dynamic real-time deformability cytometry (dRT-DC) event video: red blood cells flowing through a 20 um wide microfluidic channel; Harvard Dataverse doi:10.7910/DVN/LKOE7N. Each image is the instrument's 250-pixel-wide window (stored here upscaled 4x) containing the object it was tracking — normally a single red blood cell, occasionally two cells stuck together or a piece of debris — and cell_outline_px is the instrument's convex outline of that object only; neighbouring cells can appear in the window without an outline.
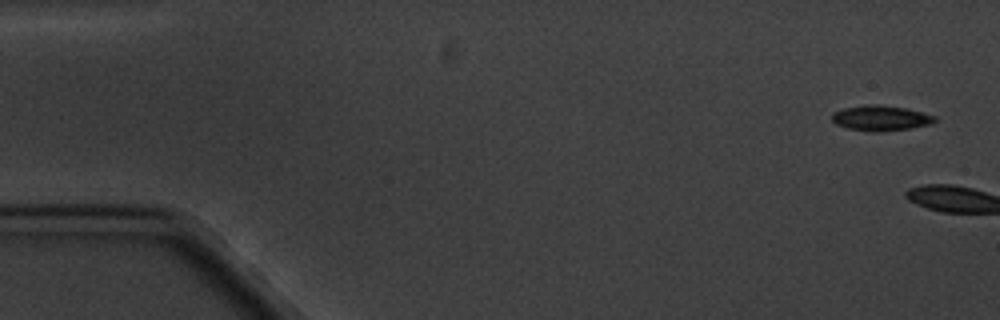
{"species": "common noctule bat (a hibernating species)", "species_latin": "Nyctalus noctula", "temperature_condition": "cold", "stored_images_in_passage": 5, "camera_frame_rate_fps": 3000, "um_per_image_px": 0.085, "animal": {"sex": "male", "body_mass_g": 20.1, "forearm_length_mm": 53.5}, "frame": {"image": 1, "passage_image": 1, "time_ms": 0.0, "image_size_px": [1000, 320], "cell_outline_px": [[936, 120], [932, 124], [912, 128], [880, 132], [872, 132], [848, 128], [836, 124], [832, 120], [832, 112], [844, 108], [868, 104], [876, 104], [904, 108], [936, 116]], "centroid_in_image_um": [74.86, 10.04], "position_along_channel_um": 10.1, "area_um2": 15.14}}